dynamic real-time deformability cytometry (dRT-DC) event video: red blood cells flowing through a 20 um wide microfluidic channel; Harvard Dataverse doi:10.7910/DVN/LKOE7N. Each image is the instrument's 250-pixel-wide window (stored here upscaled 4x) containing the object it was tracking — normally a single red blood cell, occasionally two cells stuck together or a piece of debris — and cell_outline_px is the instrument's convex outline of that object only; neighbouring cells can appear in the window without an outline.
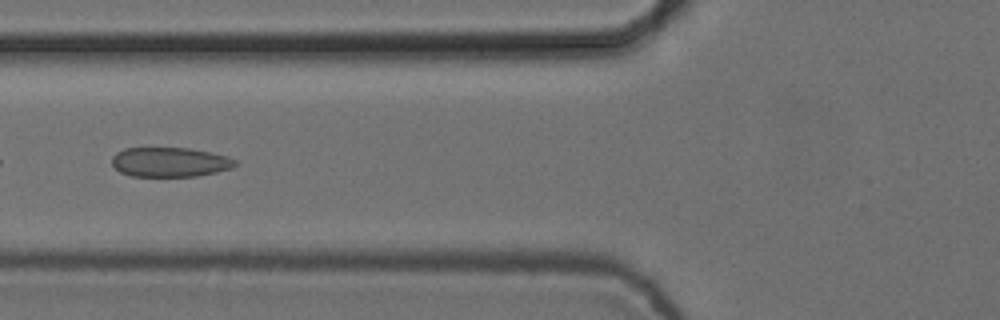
{"species": "common noctule bat (a hibernating species)", "species_latin": "Nyctalus noctula", "temperature_condition": "cold", "stored_images_in_passage": 7, "camera_frame_rate_fps": 3000, "um_per_image_px": 0.085, "animal": {"sex": "female", "body_mass_g": 24.6, "forearm_length_mm": 56.2}, "frame": {"image": 1, "passage_image": 5, "time_ms": 1.333, "image_size_px": [1000, 320], "cell_outline_px": [[236, 164], [232, 168], [216, 172], [196, 176], [132, 176], [120, 172], [112, 164], [112, 156], [116, 152], [124, 148], [188, 148], [228, 156], [236, 160]], "centroid_in_image_um": [14.42, 13.77], "position_along_channel_um": 111.4, "area_um2": 21.15}}
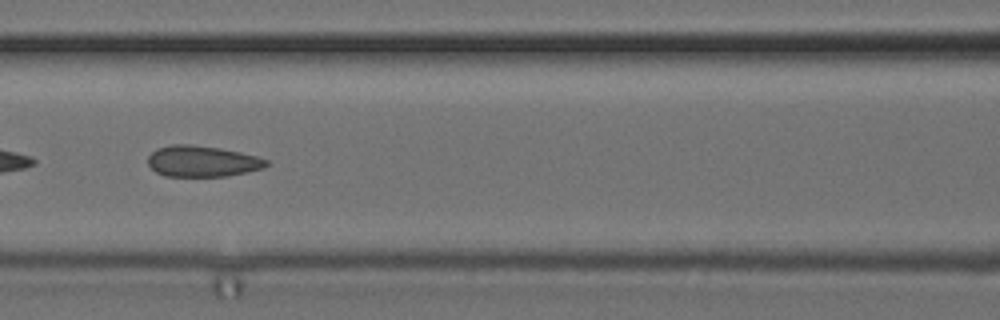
{"frame": {"image": 2, "passage_image": 6, "time_ms": 1.667, "image_size_px": [1000, 320], "cell_outline_px": [[272, 164], [264, 168], [248, 172], [228, 176], [164, 176], [156, 172], [148, 164], [148, 156], [156, 148], [172, 144], [188, 144], [220, 148], [240, 152], [256, 156], [268, 160]], "centroid_in_image_um": [17.22, 13.71], "position_along_channel_um": 149.4, "area_um2": 21.62}}
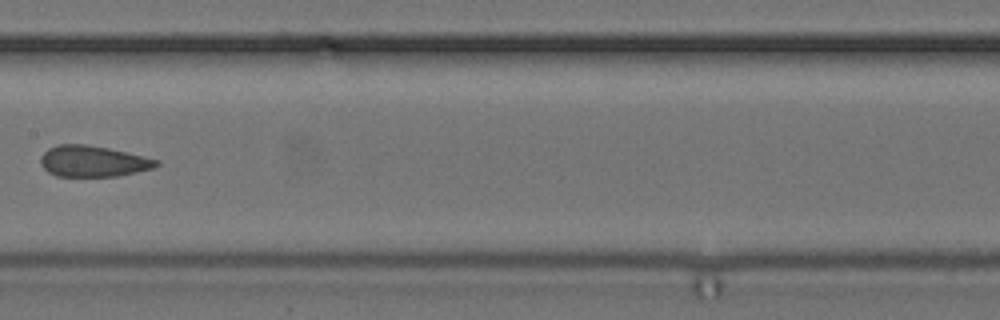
{"frame": {"image": 3, "passage_image": 7, "time_ms": 2.0, "image_size_px": [1000, 320], "cell_outline_px": [[160, 164], [152, 168], [136, 172], [116, 176], [56, 176], [48, 172], [40, 164], [40, 156], [48, 148], [60, 144], [88, 144], [108, 148], [160, 160]], "centroid_in_image_um": [7.88, 13.7], "position_along_channel_um": 199.5, "area_um2": 20.92}}